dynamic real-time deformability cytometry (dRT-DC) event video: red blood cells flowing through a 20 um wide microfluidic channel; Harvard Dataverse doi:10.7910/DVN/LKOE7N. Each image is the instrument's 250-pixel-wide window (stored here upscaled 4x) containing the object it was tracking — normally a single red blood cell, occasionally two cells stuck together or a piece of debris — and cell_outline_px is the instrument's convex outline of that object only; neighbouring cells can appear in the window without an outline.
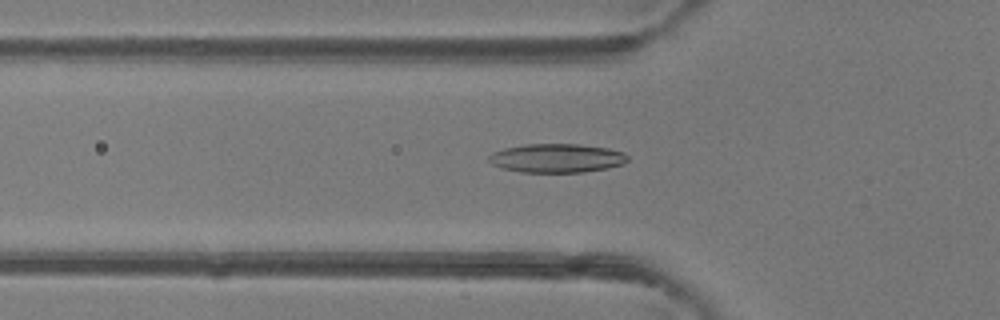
{"species": "common noctule bat (a hibernating species)", "species_latin": "Nyctalus noctula", "temperature_condition": "room temperature", "stored_images_in_passage": 50, "camera_frame_rate_fps": 3000, "um_per_image_px": 0.085, "animal": {"sex": "female"}, "frame": {"image": 1, "passage_image": 17, "time_ms": 5.333, "image_size_px": [1000, 320], "cell_outline_px": [[628, 160], [624, 164], [584, 172], [520, 172], [500, 168], [492, 164], [488, 160], [488, 156], [492, 152], [504, 148], [524, 144], [580, 144], [608, 148], [624, 152], [628, 156]], "centroid_in_image_um": [47.3, 13.44], "position_along_channel_um": 78.5, "area_um2": 23.47}}
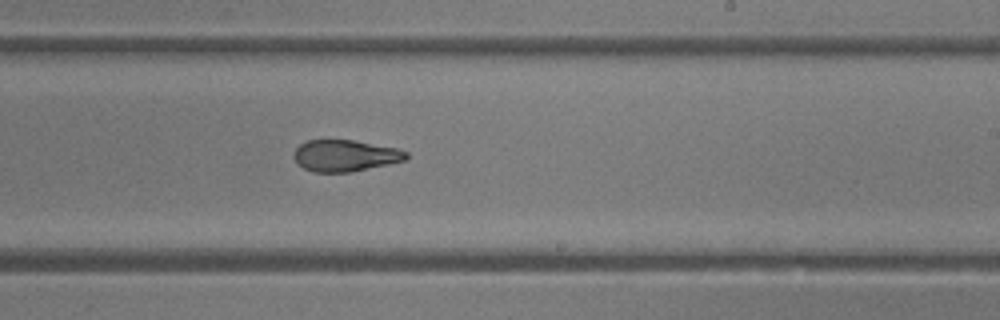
{"frame": {"image": 2, "passage_image": 30, "time_ms": 9.667, "image_size_px": [1000, 320], "cell_outline_px": [[408, 156], [404, 160], [388, 164], [352, 172], [312, 172], [296, 164], [292, 156], [292, 152], [300, 144], [308, 140], [352, 140], [396, 148], [408, 152]], "centroid_in_image_um": [29.27, 13.23], "position_along_channel_um": 259.7, "area_um2": 20.69}}
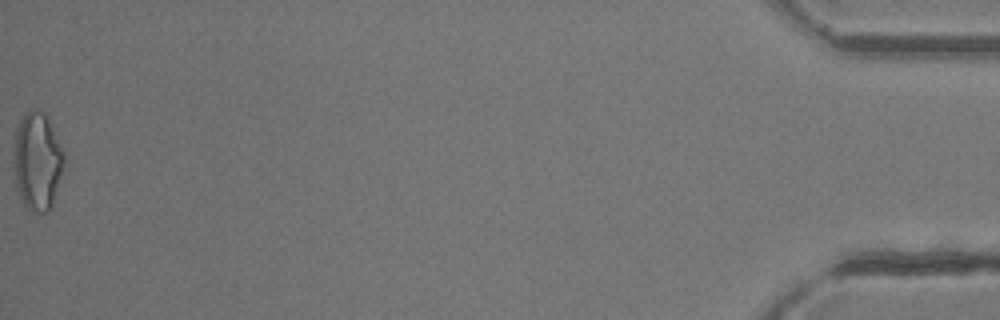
{"frame": {"image": 3, "passage_image": 50, "time_ms": 16.333, "image_size_px": [1000, 320], "cell_outline_px": [[64, 164], [52, 208], [48, 212], [40, 216], [32, 212], [24, 204], [20, 196], [16, 184], [16, 128], [24, 112], [28, 108], [36, 108], [44, 112], [48, 116], [64, 152]], "centroid_in_image_um": [3.22, 13.7], "position_along_channel_um": 432.0, "area_um2": 28.73}, "authors_computed_cell_mechanics": {"area_um2": 22.3108, "velocity_mm_per_s": 4.1648, "shape_relaxation_time_tau1_ms": 7.3, "shape_relaxation_time_tau2_ms": 1.9017, "deformation_change_tau1": 0.204, "deformation_change_tau2": 0.0922}}